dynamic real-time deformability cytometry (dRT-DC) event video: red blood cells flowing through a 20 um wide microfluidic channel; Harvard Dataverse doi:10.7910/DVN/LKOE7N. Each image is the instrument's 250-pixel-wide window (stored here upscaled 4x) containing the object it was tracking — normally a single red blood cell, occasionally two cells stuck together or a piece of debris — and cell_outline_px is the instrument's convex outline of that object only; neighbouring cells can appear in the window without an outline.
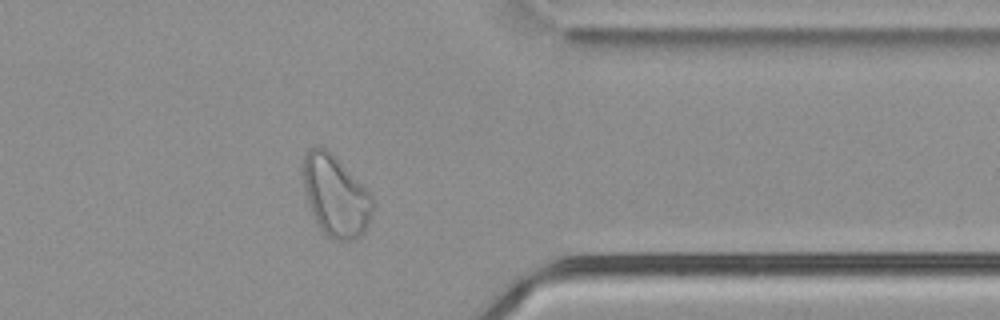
{"species": "common noctule bat (a hibernating species)", "species_latin": "Nyctalus noctula", "temperature_condition": "cold", "stored_images_in_passage": 40, "camera_frame_rate_fps": 3000, "um_per_image_px": 0.085, "animal": {"sex": "male", "body_mass_g": 21.5, "forearm_length_mm": 52.0}, "frame": {"image": 1, "passage_image": 29, "time_ms": 9.333, "image_size_px": [1000, 320], "cell_outline_px": [[372, 212], [368, 224], [364, 232], [356, 240], [332, 240], [316, 224], [308, 200], [304, 184], [304, 156], [308, 148], [316, 144], [320, 144], [332, 152], [336, 156], [372, 196]], "centroid_in_image_um": [28.52, 16.63], "position_along_channel_um": 382.9, "area_um2": 32.71}, "authors_computed_cell_mechanics": {"area_um2": 28.4954, "velocity_mm_per_s": 3.7143, "shape_relaxation_time_tau1_ms": null, "shape_relaxation_time_tau2_ms": 2.2794, "deformation_change_tau1": null, "deformation_change_tau2": 0.0772}}